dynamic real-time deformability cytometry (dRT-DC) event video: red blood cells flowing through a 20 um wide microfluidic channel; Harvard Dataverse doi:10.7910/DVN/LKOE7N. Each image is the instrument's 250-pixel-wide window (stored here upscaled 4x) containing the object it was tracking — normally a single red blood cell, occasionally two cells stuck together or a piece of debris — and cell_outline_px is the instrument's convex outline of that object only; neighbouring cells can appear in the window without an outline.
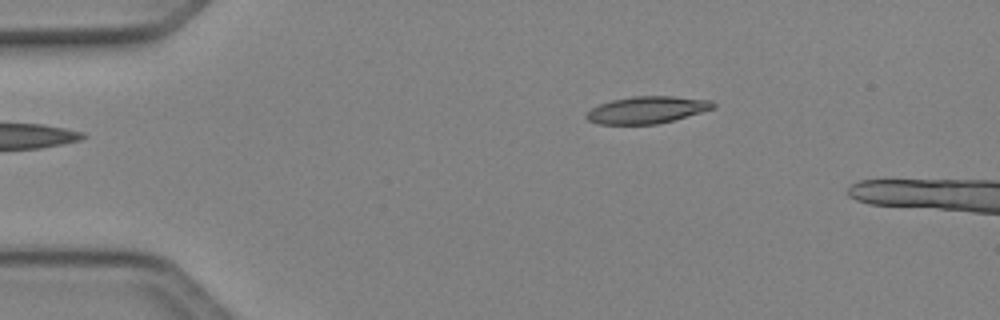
{"species": "Egyptian fruit bat (a non-hibernating species)", "species_latin": "Rousettus aegyptiacus", "temperature_condition": "cold", "stored_images_in_passage": 38, "camera_frame_rate_fps": 3000, "um_per_image_px": 0.085, "animal": {"sex": "female"}, "frame": {"image": 1, "passage_image": 1, "time_ms": 0.0, "image_size_px": [1000, 320], "cell_outline_px": [[716, 108], [672, 120], [656, 124], [600, 124], [588, 120], [584, 116], [592, 108], [600, 104], [612, 100], [632, 96], [672, 96], [712, 100], [716, 104]], "centroid_in_image_um": [55.02, 9.33], "position_along_channel_um": 30.0, "area_um2": 19.88}}
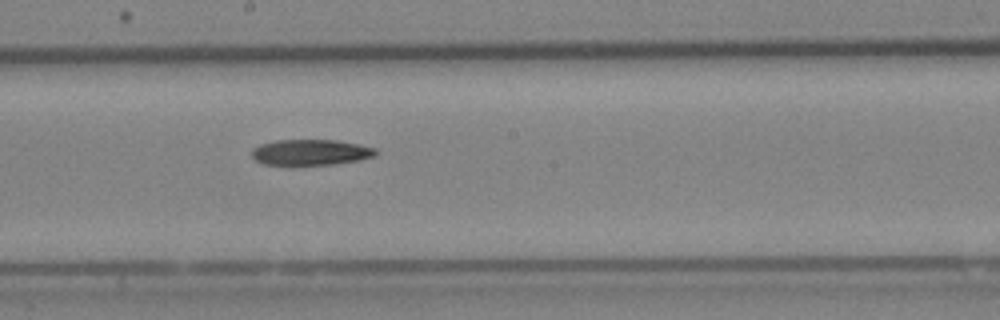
{"frame": {"image": 2, "passage_image": 19, "time_ms": 6.0, "image_size_px": [1000, 320], "cell_outline_px": [[376, 156], [360, 160], [332, 164], [264, 164], [256, 160], [252, 156], [252, 148], [260, 144], [276, 140], [336, 140], [360, 144], [376, 148]], "centroid_in_image_um": [26.43, 12.93], "position_along_channel_um": 221.8, "area_um2": 18.5}}
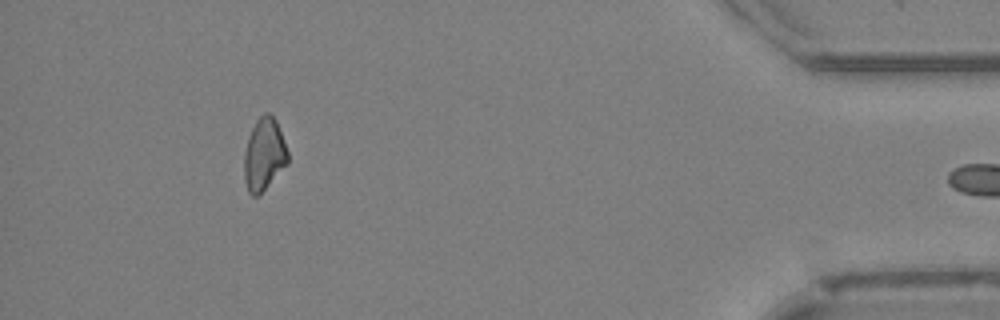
{"frame": {"image": 3, "passage_image": 37, "time_ms": 12.0, "image_size_px": [1000, 320], "cell_outline_px": [[288, 164], [256, 196], [252, 196], [248, 192], [244, 180], [244, 152], [252, 128], [256, 120], [264, 112], [272, 112], [276, 120], [288, 152]], "centroid_in_image_um": [22.44, 13.09], "position_along_channel_um": 412.8, "area_um2": 18.26}}